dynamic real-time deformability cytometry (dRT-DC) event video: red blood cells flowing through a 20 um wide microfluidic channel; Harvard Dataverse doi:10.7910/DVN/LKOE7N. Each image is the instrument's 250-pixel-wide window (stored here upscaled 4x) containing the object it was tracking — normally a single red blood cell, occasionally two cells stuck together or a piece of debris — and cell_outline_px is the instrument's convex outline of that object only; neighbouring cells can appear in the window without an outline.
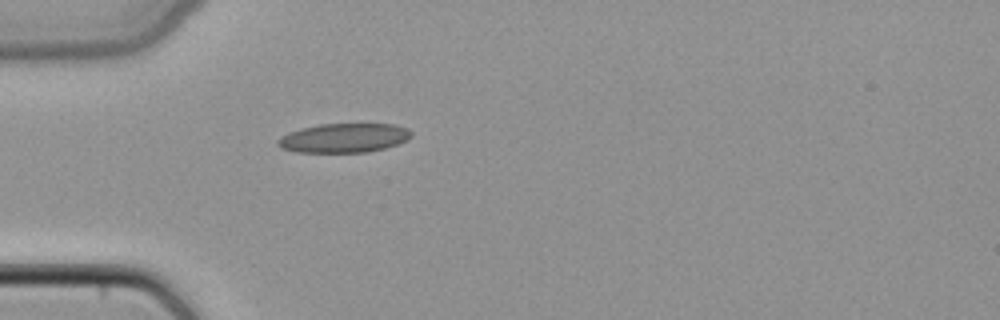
{"species": "common noctule bat (a hibernating species)", "species_latin": "Nyctalus noctula", "temperature_condition": "cold", "stored_images_in_passage": 34, "camera_frame_rate_fps": 3000, "um_per_image_px": 0.085, "animal": {"sex": "female", "body_mass_g": 22.7, "forearm_length_mm": 54.2}, "frame": {"image": 1, "passage_image": 1, "time_ms": 0.0, "image_size_px": [1000, 320], "cell_outline_px": [[412, 136], [396, 144], [384, 148], [368, 152], [296, 152], [280, 148], [276, 144], [276, 140], [280, 136], [288, 132], [300, 128], [320, 124], [392, 124], [408, 128], [412, 132]], "centroid_in_image_um": [29.17, 11.72], "position_along_channel_um": 55.8, "area_um2": 22.77}}
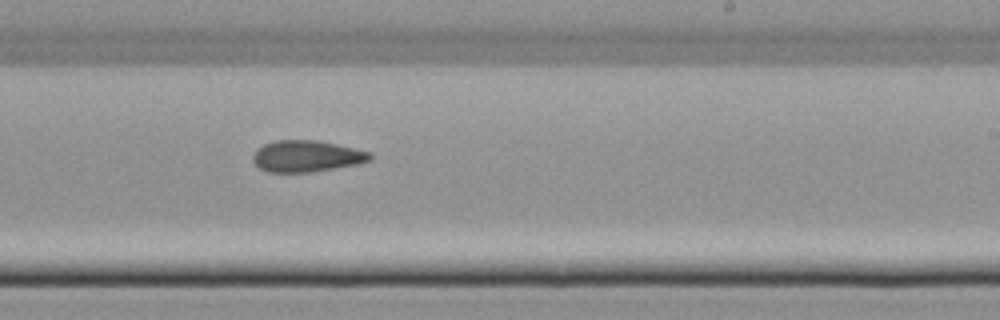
{"frame": {"image": 2, "passage_image": 16, "time_ms": 5.0, "image_size_px": [1000, 320], "cell_outline_px": [[372, 160], [356, 164], [312, 172], [268, 172], [260, 168], [252, 160], [252, 156], [256, 148], [264, 144], [276, 140], [316, 140], [336, 144], [372, 152]], "centroid_in_image_um": [26.05, 13.27], "position_along_channel_um": 262.9, "area_um2": 21.5}}
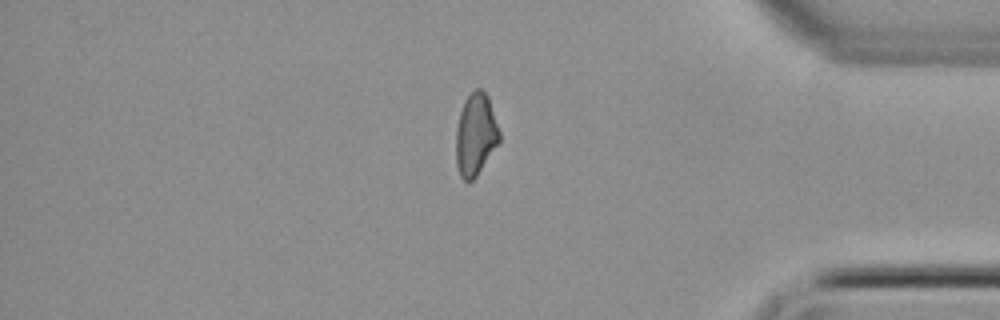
{"frame": {"image": 3, "passage_image": 27, "time_ms": 8.667, "image_size_px": [1000, 320], "cell_outline_px": [[500, 140], [476, 176], [468, 184], [460, 176], [456, 164], [456, 128], [460, 112], [464, 100], [476, 88], [480, 88], [488, 96], [500, 132]], "centroid_in_image_um": [40.41, 11.44], "position_along_channel_um": 394.8, "area_um2": 20.69}}